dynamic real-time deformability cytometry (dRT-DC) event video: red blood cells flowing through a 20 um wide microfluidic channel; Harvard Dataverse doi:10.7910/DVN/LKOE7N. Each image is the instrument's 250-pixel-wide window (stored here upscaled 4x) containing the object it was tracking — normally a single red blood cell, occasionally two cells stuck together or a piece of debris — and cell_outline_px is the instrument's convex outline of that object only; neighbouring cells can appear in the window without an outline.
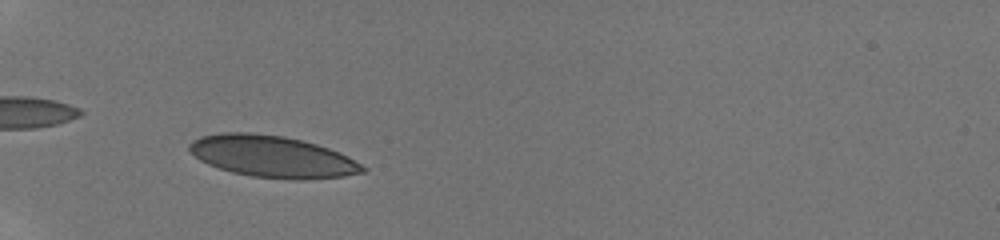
{"species": "human", "species_latin": "Homo sapiens", "temperature_condition": "room temperature", "stored_images_in_passage": 39, "camera_frame_rate_fps": 3000, "um_per_image_px": 0.085, "donor": {"sex": "male"}, "frame": {"image": 1, "passage_image": 12, "time_ms": 2.333, "image_size_px": [1000, 240], "cell_outline_px": [[368, 168], [364, 172], [344, 176], [304, 180], [292, 180], [252, 176], [232, 172], [208, 164], [200, 160], [188, 148], [188, 144], [192, 140], [200, 136], [220, 132], [248, 132], [284, 136], [316, 144], [328, 148]], "centroid_in_image_um": [23.1, 13.3], "position_along_channel_um": 61.9, "area_um2": 41.85}}
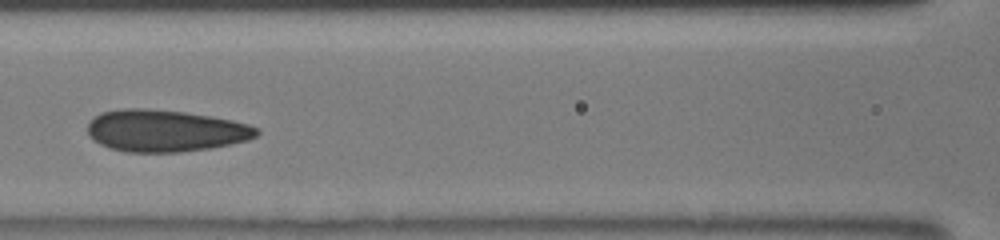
{"frame": {"image": 2, "passage_image": 21, "time_ms": 5.0, "image_size_px": [1000, 240], "cell_outline_px": [[260, 132], [256, 136], [248, 140], [208, 148], [180, 152], [124, 152], [108, 148], [92, 140], [88, 136], [88, 120], [100, 112], [124, 108], [148, 108], [184, 112], [212, 116], [232, 120], [248, 124], [260, 128]], "centroid_in_image_um": [14.0, 11.1], "position_along_channel_um": 152.6, "area_um2": 41.67}}
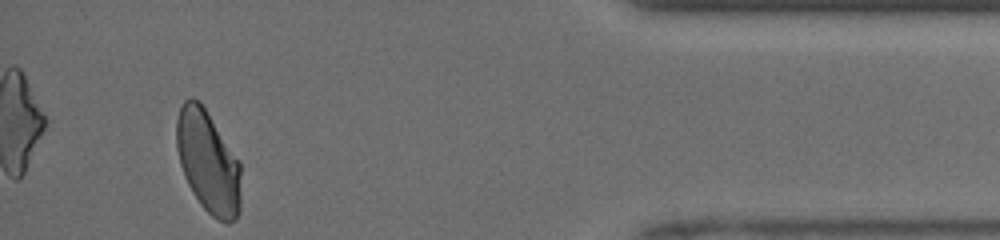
{"frame": {"image": 3, "passage_image": 37, "time_ms": 12.333, "image_size_px": [1000, 240], "cell_outline_px": [[240, 212], [236, 220], [228, 224], [212, 216], [200, 204], [192, 192], [184, 176], [180, 164], [176, 148], [176, 120], [180, 108], [184, 100], [192, 96], [204, 108], [240, 164]], "centroid_in_image_um": [17.67, 13.81], "position_along_channel_um": 417.5, "area_um2": 38.03}, "authors_computed_cell_mechanics": {"area_um2": 39.9976, "velocity_mm_per_s": 4.1538, "shape_relaxation_time_tau1_ms": 7.2412, "shape_relaxation_time_tau2_ms": 0.6499, "deformation_change_tau1": 0.1529, "deformation_change_tau2": 0.0455}}